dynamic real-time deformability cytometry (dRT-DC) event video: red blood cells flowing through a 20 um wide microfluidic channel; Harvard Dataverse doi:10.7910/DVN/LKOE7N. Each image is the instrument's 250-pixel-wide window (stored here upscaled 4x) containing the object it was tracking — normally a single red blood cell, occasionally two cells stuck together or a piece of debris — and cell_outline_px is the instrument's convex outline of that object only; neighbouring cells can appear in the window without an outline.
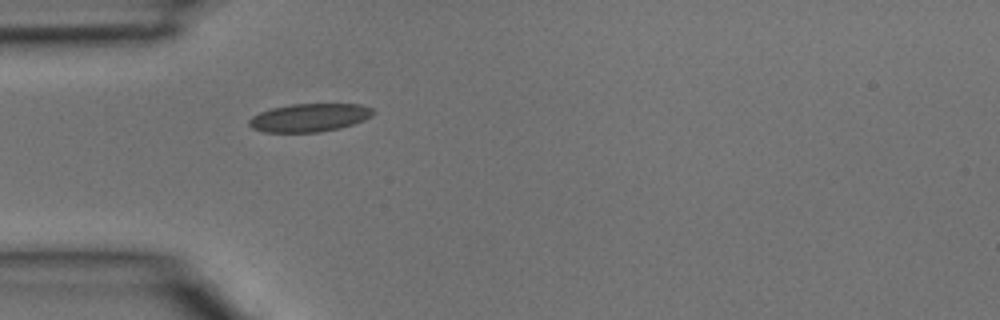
{"species": "common noctule bat (a hibernating species)", "species_latin": "Nyctalus noctula", "temperature_condition": "room temperature", "stored_images_in_passage": 1, "camera_frame_rate_fps": 3000, "um_per_image_px": 0.085, "animal": {"sex": "male", "body_mass_g": 15.6}, "frame": {"image": 1, "passage_image": 1, "time_ms": 0.0, "image_size_px": [1000, 320], "cell_outline_px": [[376, 112], [372, 116], [364, 120], [340, 128], [320, 132], [264, 132], [252, 128], [248, 124], [248, 120], [252, 116], [260, 112], [272, 108], [292, 104], [360, 104], [372, 108]], "centroid_in_image_um": [26.31, 10.0], "position_along_channel_um": 58.7, "area_um2": 20.4}}